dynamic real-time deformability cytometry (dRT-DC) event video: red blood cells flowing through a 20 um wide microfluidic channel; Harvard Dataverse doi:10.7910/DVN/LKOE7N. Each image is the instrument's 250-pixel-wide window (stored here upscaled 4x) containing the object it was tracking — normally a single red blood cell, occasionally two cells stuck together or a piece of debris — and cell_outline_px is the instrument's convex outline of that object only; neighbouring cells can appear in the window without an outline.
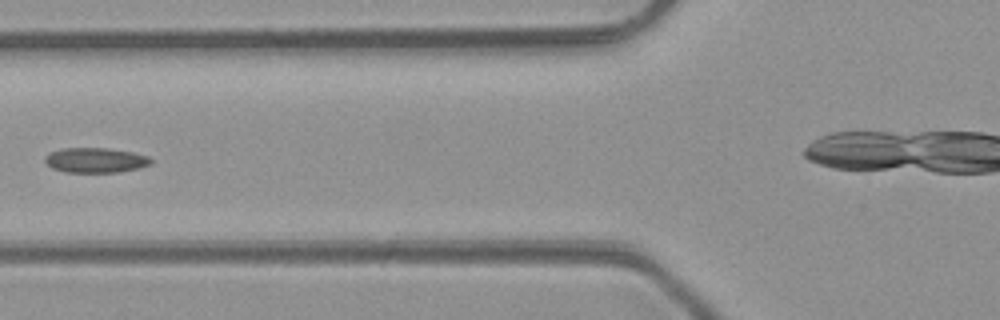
{"species": "common noctule bat (a hibernating species)", "species_latin": "Nyctalus noctula", "temperature_condition": "room temperature", "stored_images_in_passage": 7, "segment_of_instrument_passage": [1, 2], "camera_frame_rate_fps": 3000, "um_per_image_px": 0.085, "animal": {"sex": "male", "body_mass_g": 23.1, "forearm_length_mm": 52.7}, "frame": {"image": 1, "passage_image": 5, "time_ms": 5.333, "image_size_px": [1000, 320], "cell_outline_px": [[152, 164], [140, 168], [120, 172], [64, 172], [52, 168], [44, 160], [44, 156], [48, 152], [64, 148], [108, 148], [132, 152], [148, 156], [152, 160]], "centroid_in_image_um": [8.12, 13.62], "position_along_channel_um": 117.7, "area_um2": 15.55}}
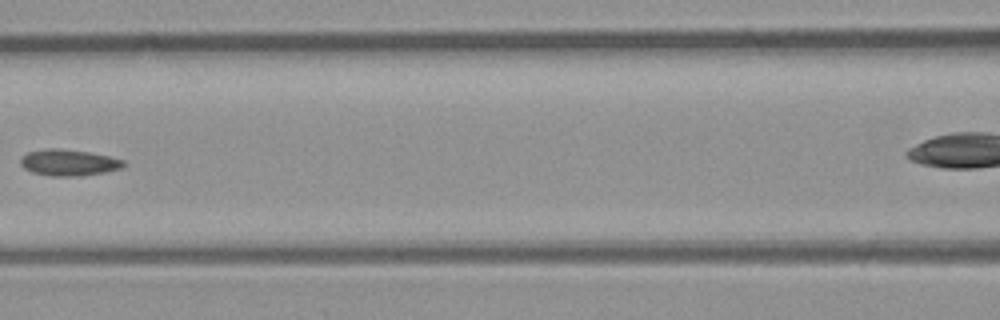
{"frame": {"image": 2, "passage_image": 6, "time_ms": 6.333, "image_size_px": [1000, 320], "cell_outline_px": [[128, 164], [120, 168], [104, 172], [76, 176], [48, 176], [32, 172], [24, 168], [20, 164], [20, 156], [28, 152], [44, 148], [60, 148], [88, 152], [108, 156], [124, 160]], "centroid_in_image_um": [5.8, 13.81], "position_along_channel_um": 160.8, "area_um2": 15.9}}